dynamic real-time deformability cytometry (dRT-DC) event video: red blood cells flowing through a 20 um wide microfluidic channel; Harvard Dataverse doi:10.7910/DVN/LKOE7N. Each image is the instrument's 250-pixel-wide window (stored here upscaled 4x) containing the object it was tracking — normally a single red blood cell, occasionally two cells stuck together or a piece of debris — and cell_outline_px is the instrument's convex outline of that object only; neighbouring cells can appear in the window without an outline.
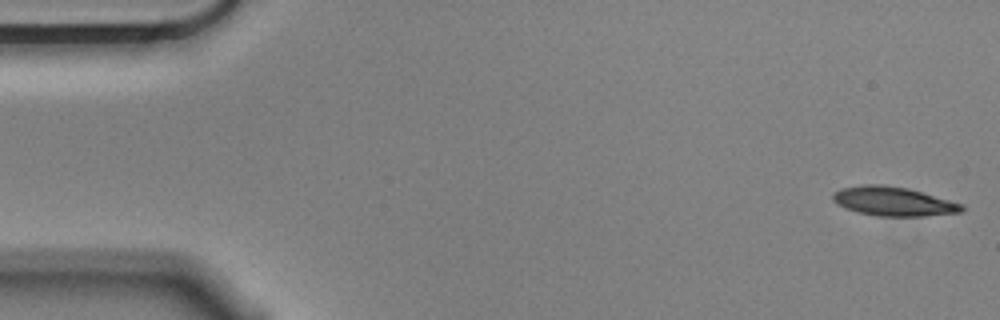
{"species": "Egyptian fruit bat (a non-hibernating species)", "species_latin": "Rousettus aegyptiacus", "temperature_condition": "cold", "stored_images_in_passage": 56, "camera_frame_rate_fps": 3000, "um_per_image_px": 0.085, "animal": {"sex": "male"}, "frame": {"image": 1, "passage_image": 1, "time_ms": 0.0, "image_size_px": [1000, 320], "cell_outline_px": [[964, 208], [960, 212], [924, 216], [876, 216], [844, 208], [836, 204], [832, 200], [832, 196], [840, 188], [864, 184], [884, 184], [908, 188], [964, 204]], "centroid_in_image_um": [75.92, 17.11], "position_along_channel_um": 9.1, "area_um2": 21.91}}
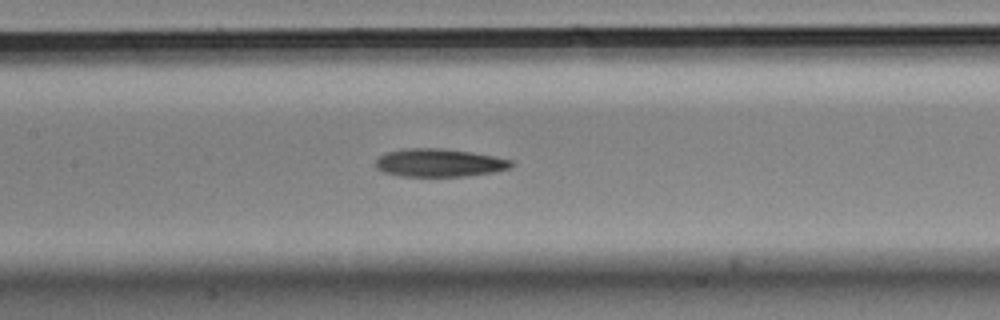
{"frame": {"image": 2, "passage_image": 25, "time_ms": 8.0, "image_size_px": [1000, 320], "cell_outline_px": [[516, 164], [508, 168], [492, 172], [468, 176], [400, 176], [384, 172], [376, 168], [372, 164], [380, 156], [388, 152], [404, 148], [440, 148], [472, 152], [512, 160]], "centroid_in_image_um": [37.31, 13.83], "position_along_channel_um": 170.1, "area_um2": 22.2}}
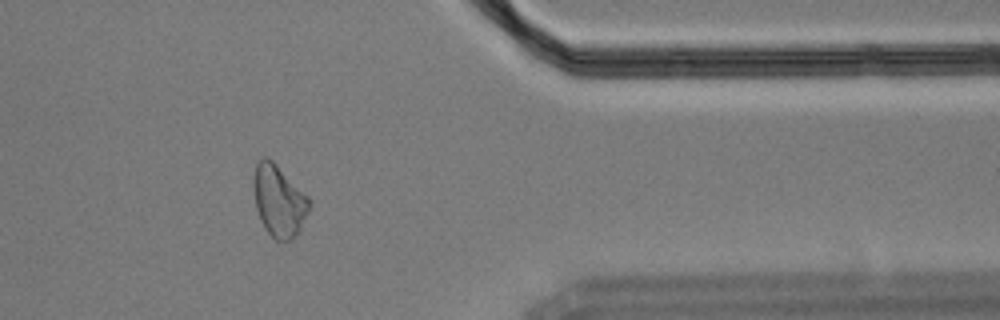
{"frame": {"image": 3, "passage_image": 45, "time_ms": 14.667, "image_size_px": [1000, 320], "cell_outline_px": [[312, 204], [300, 228], [292, 240], [276, 240], [264, 228], [260, 220], [256, 208], [252, 188], [252, 180], [256, 160], [264, 156], [268, 156], [312, 200]], "centroid_in_image_um": [23.68, 17.03], "position_along_channel_um": 387.7, "area_um2": 23.52}}